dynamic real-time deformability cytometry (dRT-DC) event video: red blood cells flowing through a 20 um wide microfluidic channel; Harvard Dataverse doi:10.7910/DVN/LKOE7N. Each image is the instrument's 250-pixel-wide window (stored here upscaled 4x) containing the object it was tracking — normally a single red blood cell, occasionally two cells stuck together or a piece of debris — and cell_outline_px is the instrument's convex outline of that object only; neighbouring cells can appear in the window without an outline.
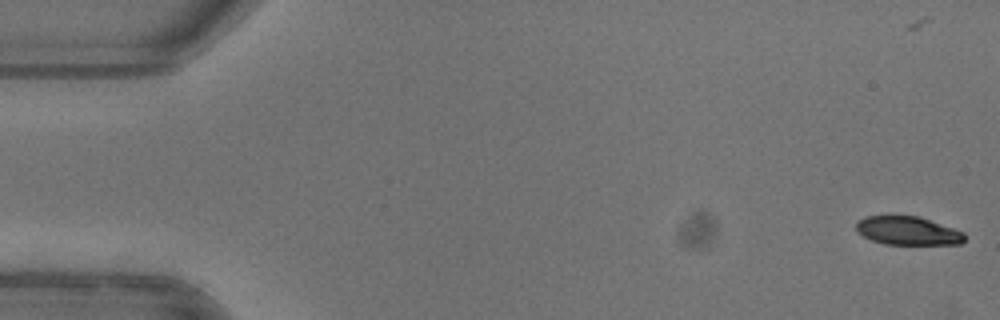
{"species": "common noctule bat (a hibernating species)", "species_latin": "Nyctalus noctula", "temperature_condition": "warm", "stored_images_in_passage": 48, "camera_frame_rate_fps": 3000, "um_per_image_px": 0.085, "animal": {"sex": "female"}, "frame": {"image": 1, "passage_image": 2, "time_ms": 0.333, "image_size_px": [1000, 320], "cell_outline_px": [[964, 240], [960, 244], [884, 244], [872, 240], [864, 236], [856, 228], [856, 220], [864, 216], [920, 216], [964, 232]], "centroid_in_image_um": [77.15, 19.6], "position_along_channel_um": 7.8, "area_um2": 17.92}}
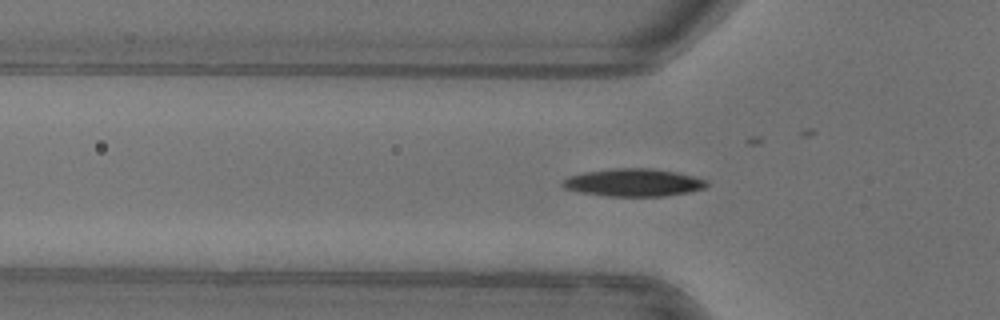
{"frame": {"image": 2, "passage_image": 18, "time_ms": 5.667, "image_size_px": [1000, 320], "cell_outline_px": [[708, 184], [704, 188], [688, 192], [664, 196], [604, 196], [580, 192], [564, 188], [560, 184], [560, 180], [568, 176], [584, 172], [612, 168], [652, 168], [676, 172], [708, 180]], "centroid_in_image_um": [53.8, 15.51], "position_along_channel_um": 72.0, "area_um2": 23.41}}
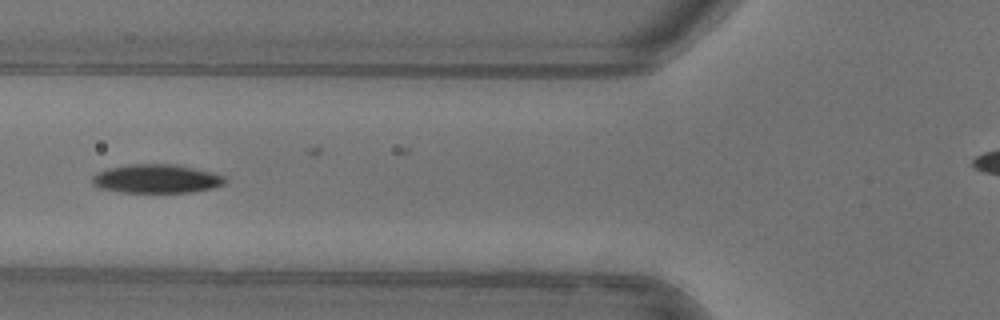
{"frame": {"image": 3, "passage_image": 21, "time_ms": 6.667, "image_size_px": [1000, 320], "cell_outline_px": [[224, 184], [212, 188], [192, 192], [120, 192], [100, 188], [92, 184], [92, 176], [96, 172], [108, 168], [128, 164], [176, 164], [212, 172], [224, 176]], "centroid_in_image_um": [13.26, 15.19], "position_along_channel_um": 112.5, "area_um2": 22.25}, "authors_computed_cell_mechanics": {"area_um2": 21.9351, "velocity_mm_per_s": 3.9699, "shape_relaxation_time_tau1_ms": 3.874, "shape_relaxation_time_tau2_ms": null, "deformation_change_tau1": 0.1492, "deformation_change_tau2": null}}